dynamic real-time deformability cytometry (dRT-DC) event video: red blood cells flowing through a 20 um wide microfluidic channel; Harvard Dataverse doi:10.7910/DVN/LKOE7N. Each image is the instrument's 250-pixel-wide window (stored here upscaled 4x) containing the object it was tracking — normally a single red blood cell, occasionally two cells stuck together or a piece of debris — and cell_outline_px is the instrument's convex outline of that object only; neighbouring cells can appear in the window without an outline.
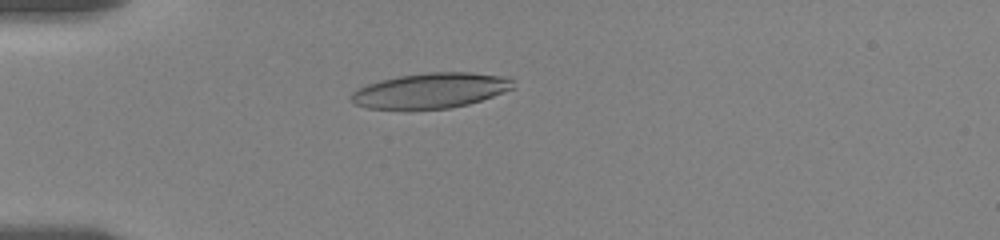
{"species": "human", "species_latin": "Homo sapiens", "temperature_condition": "room temperature", "stored_images_in_passage": 35, "camera_frame_rate_fps": 3000, "um_per_image_px": 0.085, "donor": {"sex": "female"}, "frame": {"image": 1, "passage_image": 31, "time_ms": 5.0, "image_size_px": [1000, 240], "cell_outline_px": [[516, 88], [468, 104], [448, 108], [368, 108], [356, 104], [352, 100], [352, 92], [356, 88], [380, 80], [400, 76], [424, 72], [472, 72], [508, 76], [516, 80]], "centroid_in_image_um": [36.7, 7.66], "position_along_channel_um": 48.3, "area_um2": 33.18}}